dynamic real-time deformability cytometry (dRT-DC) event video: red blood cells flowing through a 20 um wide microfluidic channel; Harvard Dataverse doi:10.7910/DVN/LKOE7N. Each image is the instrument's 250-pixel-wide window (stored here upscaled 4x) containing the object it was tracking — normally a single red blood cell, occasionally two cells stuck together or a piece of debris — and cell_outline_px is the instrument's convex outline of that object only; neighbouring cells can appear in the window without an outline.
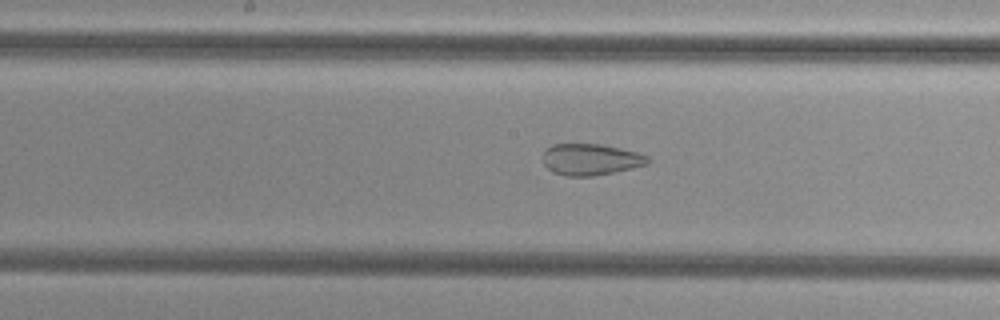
{"species": "common noctule bat (a hibernating species)", "species_latin": "Nyctalus noctula", "temperature_condition": "cold", "stored_images_in_passage": 51, "camera_frame_rate_fps": 3000, "um_per_image_px": 0.085, "animal": {"sex": "female", "body_mass_g": 29.2, "forearm_length_mm": 56.3}, "frame": {"image": 1, "passage_image": 28, "time_ms": 9.0, "image_size_px": [1000, 320], "cell_outline_px": [[652, 160], [648, 164], [632, 168], [592, 176], [564, 176], [552, 172], [544, 164], [544, 152], [552, 144], [600, 144], [620, 148], [636, 152], [648, 156]], "centroid_in_image_um": [50.22, 13.55], "position_along_channel_um": 198.0, "area_um2": 19.13}}
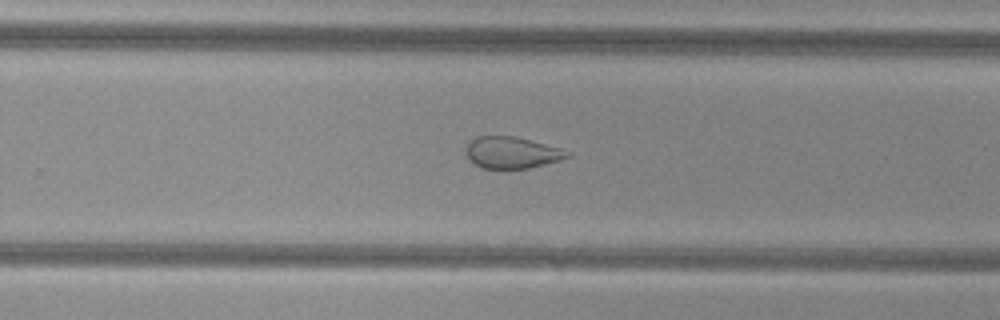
{"frame": {"image": 2, "passage_image": 35, "time_ms": 11.333, "image_size_px": [1000, 320], "cell_outline_px": [[572, 156], [560, 160], [528, 168], [480, 168], [468, 160], [464, 152], [464, 148], [476, 136], [516, 136], [560, 148], [572, 152]], "centroid_in_image_um": [43.48, 12.97], "position_along_channel_um": 286.3, "area_um2": 18.84}}
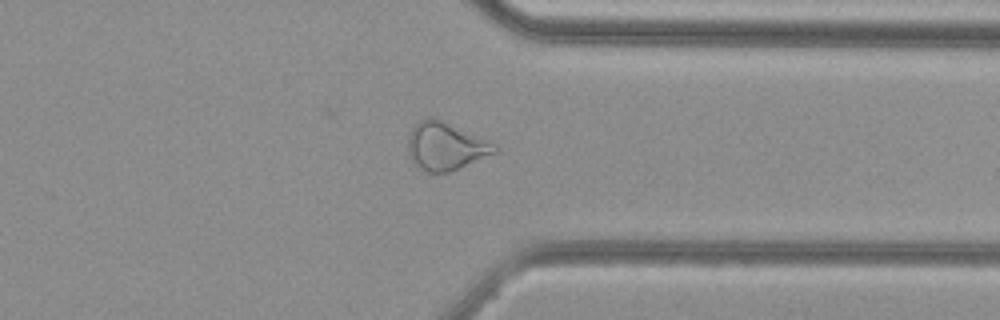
{"frame": {"image": 3, "passage_image": 42, "time_ms": 13.667, "image_size_px": [1000, 320], "cell_outline_px": [[500, 148], [496, 152], [448, 172], [428, 172], [420, 168], [408, 156], [408, 140], [412, 128], [420, 120], [428, 116], [432, 116], [488, 140], [496, 144]], "centroid_in_image_um": [37.86, 12.41], "position_along_channel_um": 373.5, "area_um2": 23.81}, "authors_computed_cell_mechanics": {"area_um2": 26.299, "velocity_mm_per_s": 3.7948, "shape_relaxation_time_tau1_ms": null, "shape_relaxation_time_tau2_ms": 1.8, "deformation_change_tau1": null, "deformation_change_tau2": 0.0885}}